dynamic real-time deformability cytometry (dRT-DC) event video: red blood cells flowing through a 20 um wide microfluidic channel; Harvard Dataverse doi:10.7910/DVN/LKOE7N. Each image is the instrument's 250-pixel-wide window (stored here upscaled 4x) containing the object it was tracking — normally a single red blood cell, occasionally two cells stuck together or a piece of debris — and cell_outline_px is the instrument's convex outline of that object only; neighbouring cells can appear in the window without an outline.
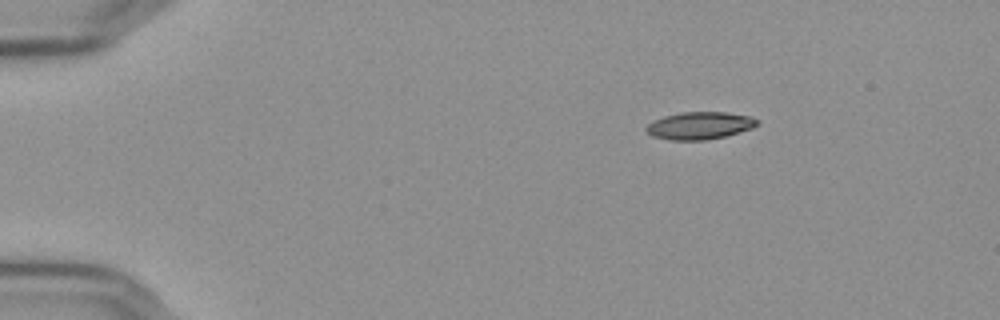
{"species": "Egyptian fruit bat (a non-hibernating species)", "species_latin": "Rousettus aegyptiacus", "temperature_condition": "cold", "stored_images_in_passage": 6, "camera_frame_rate_fps": 3000, "um_per_image_px": 0.085, "frame": {"image": 1, "passage_image": 6, "time_ms": 1.667, "image_size_px": [1000, 320], "cell_outline_px": [[760, 124], [752, 128], [724, 136], [704, 140], [668, 140], [652, 136], [644, 128], [652, 120], [664, 116], [680, 112], [724, 112], [752, 116], [760, 120]], "centroid_in_image_um": [59.47, 10.67], "position_along_channel_um": 25.5, "area_um2": 17.86}}